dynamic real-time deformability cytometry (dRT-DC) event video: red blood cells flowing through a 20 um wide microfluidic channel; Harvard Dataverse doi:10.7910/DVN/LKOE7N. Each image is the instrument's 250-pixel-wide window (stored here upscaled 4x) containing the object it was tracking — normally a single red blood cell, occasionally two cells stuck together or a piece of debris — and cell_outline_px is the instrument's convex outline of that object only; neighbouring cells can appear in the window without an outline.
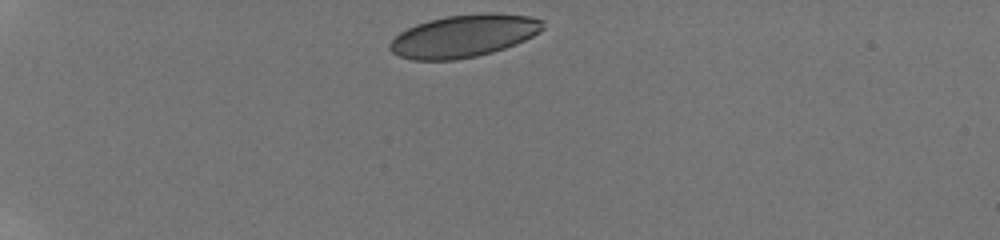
{"species": "human", "species_latin": "Homo sapiens", "temperature_condition": "room temperature", "stored_images_in_passage": 12, "camera_frame_rate_fps": 3000, "um_per_image_px": 0.085, "donor": {"sex": "male"}, "frame": {"image": 1, "passage_image": 1, "time_ms": 0.0, "image_size_px": [1000, 240], "cell_outline_px": [[544, 28], [540, 32], [516, 44], [492, 52], [476, 56], [456, 60], [412, 60], [400, 56], [392, 52], [388, 48], [388, 44], [400, 32], [416, 24], [428, 20], [448, 16], [484, 12], [492, 12], [528, 16], [544, 20]], "centroid_in_image_um": [39.43, 3.05], "position_along_channel_um": 45.6, "area_um2": 37.97}}
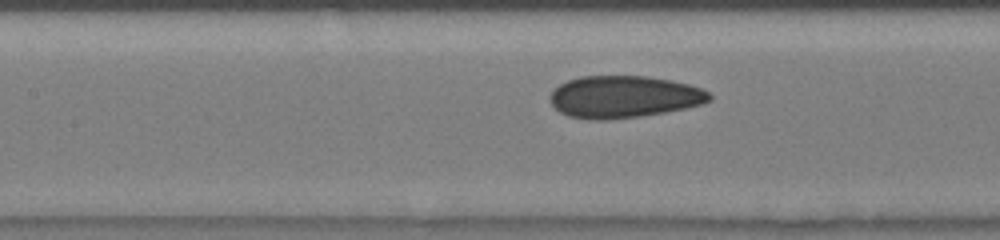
{"frame": {"image": 2, "passage_image": 8, "time_ms": 4.333, "image_size_px": [1000, 240], "cell_outline_px": [[712, 100], [700, 104], [684, 108], [664, 112], [640, 116], [608, 120], [588, 120], [568, 116], [560, 112], [548, 100], [548, 96], [560, 84], [568, 80], [580, 76], [648, 76], [688, 84], [700, 88], [708, 92], [712, 96]], "centroid_in_image_um": [52.99, 8.23], "position_along_channel_um": 154.4, "area_um2": 39.07}}
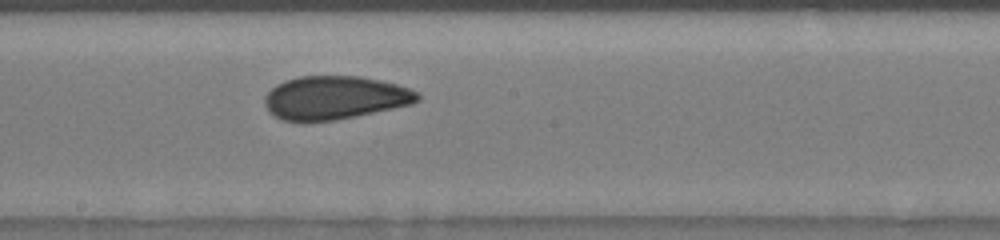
{"frame": {"image": 3, "passage_image": 12, "time_ms": 6.0, "image_size_px": [1000, 240], "cell_outline_px": [[420, 100], [412, 104], [356, 116], [336, 120], [304, 124], [280, 120], [272, 116], [268, 112], [264, 104], [264, 96], [276, 84], [284, 80], [300, 76], [360, 76], [396, 84], [420, 92]], "centroid_in_image_um": [28.39, 8.34], "position_along_channel_um": 219.8, "area_um2": 39.48}}